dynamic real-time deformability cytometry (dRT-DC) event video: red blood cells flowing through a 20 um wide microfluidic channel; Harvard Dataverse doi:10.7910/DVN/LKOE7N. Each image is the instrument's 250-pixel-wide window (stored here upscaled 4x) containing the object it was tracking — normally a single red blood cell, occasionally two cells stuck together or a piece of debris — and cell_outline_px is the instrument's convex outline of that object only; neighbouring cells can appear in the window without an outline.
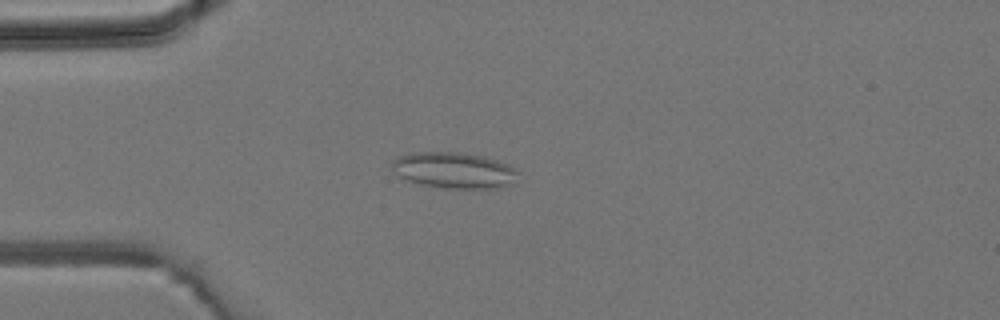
{"species": "common noctule bat (a hibernating species)", "species_latin": "Nyctalus noctula", "temperature_condition": "room temperature", "stored_images_in_passage": 3, "camera_frame_rate_fps": 3000, "um_per_image_px": 0.085, "animal": {"sex": "male", "body_mass_g": 19.2, "forearm_length_mm": 51.8}, "frame": {"image": 1, "passage_image": 3, "time_ms": 2.333, "image_size_px": [1000, 320], "cell_outline_px": [[520, 172], [512, 184], [496, 188], [444, 188], [420, 184], [408, 180], [400, 176], [392, 168], [392, 160], [400, 156], [412, 152], [460, 152], [484, 156], [496, 160]], "centroid_in_image_um": [38.58, 14.47], "position_along_channel_um": 46.4, "area_um2": 26.3}}